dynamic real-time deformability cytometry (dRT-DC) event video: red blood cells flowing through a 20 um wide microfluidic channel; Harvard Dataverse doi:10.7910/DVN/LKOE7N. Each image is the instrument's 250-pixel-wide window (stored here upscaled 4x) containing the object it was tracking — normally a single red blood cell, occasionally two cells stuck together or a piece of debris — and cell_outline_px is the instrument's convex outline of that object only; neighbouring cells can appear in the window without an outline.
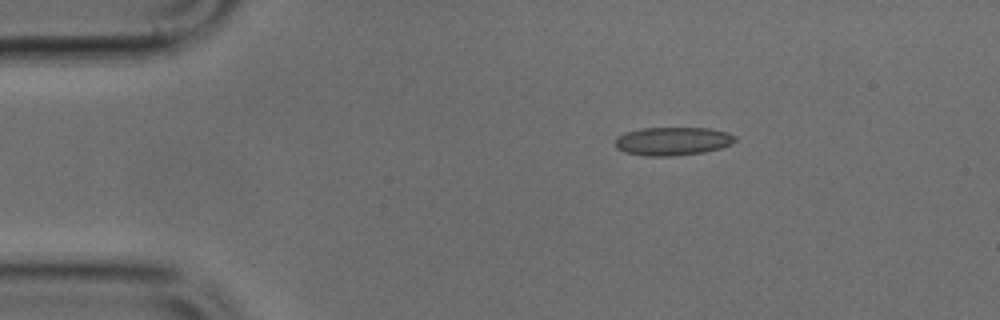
{"species": "common noctule bat (a hibernating species)", "species_latin": "Nyctalus noctula", "temperature_condition": "cold", "stored_images_in_passage": 3, "camera_frame_rate_fps": 3000, "um_per_image_px": 0.085, "animal": {"sex": "male", "body_mass_g": 17.9, "forearm_length_mm": 54.2}, "frame": {"image": 1, "passage_image": 1, "time_ms": 0.0, "image_size_px": [1000, 320], "cell_outline_px": [[736, 140], [720, 148], [704, 152], [672, 156], [644, 156], [624, 152], [616, 148], [616, 136], [640, 128], [708, 128], [728, 132], [736, 136]], "centroid_in_image_um": [57.16, 12.0], "position_along_channel_um": 27.8, "area_um2": 19.77}}